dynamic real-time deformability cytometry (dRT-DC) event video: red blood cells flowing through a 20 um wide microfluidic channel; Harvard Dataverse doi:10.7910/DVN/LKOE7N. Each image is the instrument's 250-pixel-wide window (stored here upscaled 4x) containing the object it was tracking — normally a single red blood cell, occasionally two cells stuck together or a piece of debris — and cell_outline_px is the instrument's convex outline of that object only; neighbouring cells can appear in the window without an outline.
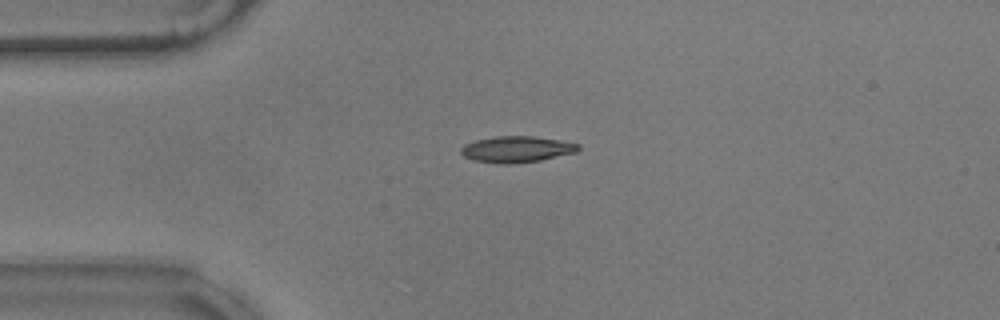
{"species": "common noctule bat (a hibernating species)", "species_latin": "Nyctalus noctula", "temperature_condition": "warm", "stored_images_in_passage": 31, "camera_frame_rate_fps": 3000, "um_per_image_px": 0.085, "animal": {"sex": "male", "body_mass_g": 17.9}, "frame": {"image": 1, "passage_image": 4, "time_ms": 1.0, "image_size_px": [1000, 320], "cell_outline_px": [[580, 148], [576, 152], [540, 160], [508, 164], [500, 164], [476, 160], [464, 156], [460, 152], [460, 148], [464, 144], [476, 140], [496, 136], [532, 136], [560, 140], [580, 144]], "centroid_in_image_um": [43.91, 12.68], "position_along_channel_um": 41.1, "area_um2": 17.8}}